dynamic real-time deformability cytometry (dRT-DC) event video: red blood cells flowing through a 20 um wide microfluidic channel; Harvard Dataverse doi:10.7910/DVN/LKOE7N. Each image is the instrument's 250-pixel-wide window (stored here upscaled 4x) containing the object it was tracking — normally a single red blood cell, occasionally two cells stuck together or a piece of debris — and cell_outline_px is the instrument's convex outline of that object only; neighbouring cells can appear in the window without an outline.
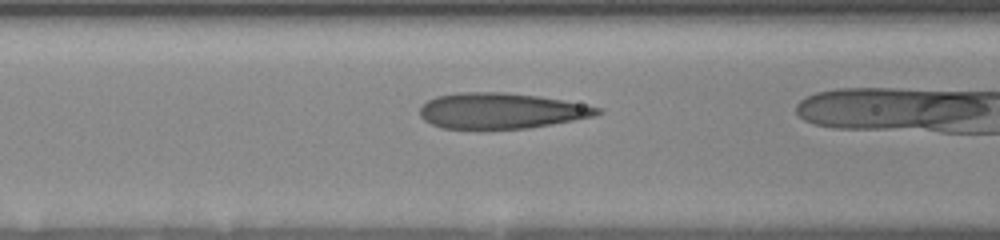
{"species": "human", "species_latin": "Homo sapiens", "temperature_condition": "room temperature", "stored_images_in_passage": 28, "camera_frame_rate_fps": 3000, "um_per_image_px": 0.085, "donor": {"sex": "female"}, "frame": {"image": 1, "passage_image": 4, "time_ms": 1.333, "image_size_px": [1000, 240], "cell_outline_px": [[604, 112], [592, 116], [572, 120], [528, 128], [444, 128], [432, 124], [424, 120], [420, 116], [420, 108], [428, 100], [436, 96], [460, 92], [504, 92], [536, 96], [560, 100], [600, 108]], "centroid_in_image_um": [42.54, 9.41], "position_along_channel_um": 124.1, "area_um2": 36.24}}
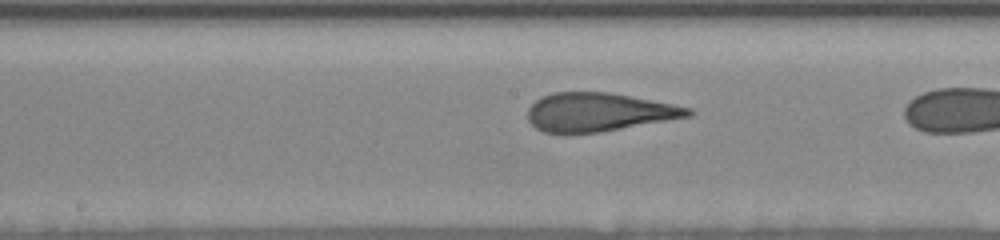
{"frame": {"image": 2, "passage_image": 12, "time_ms": 3.333, "image_size_px": [1000, 240], "cell_outline_px": [[696, 112], [692, 116], [596, 132], [544, 132], [536, 128], [528, 120], [528, 108], [536, 100], [552, 92], [608, 92], [672, 104], [692, 108]], "centroid_in_image_um": [50.9, 9.51], "position_along_channel_um": 197.3, "area_um2": 35.43}}
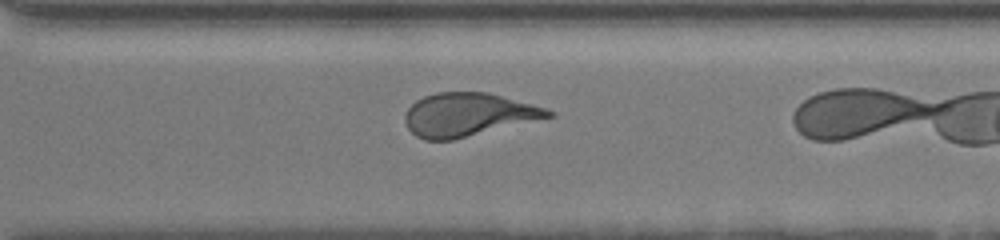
{"frame": {"image": 3, "passage_image": 26, "time_ms": 7.0, "image_size_px": [1000, 240], "cell_outline_px": [[556, 116], [452, 140], [424, 140], [416, 136], [408, 128], [404, 120], [404, 112], [416, 100], [424, 96], [436, 92], [488, 92], [532, 104], [556, 112]], "centroid_in_image_um": [39.78, 9.74], "position_along_channel_um": 330.8, "area_um2": 36.24}}